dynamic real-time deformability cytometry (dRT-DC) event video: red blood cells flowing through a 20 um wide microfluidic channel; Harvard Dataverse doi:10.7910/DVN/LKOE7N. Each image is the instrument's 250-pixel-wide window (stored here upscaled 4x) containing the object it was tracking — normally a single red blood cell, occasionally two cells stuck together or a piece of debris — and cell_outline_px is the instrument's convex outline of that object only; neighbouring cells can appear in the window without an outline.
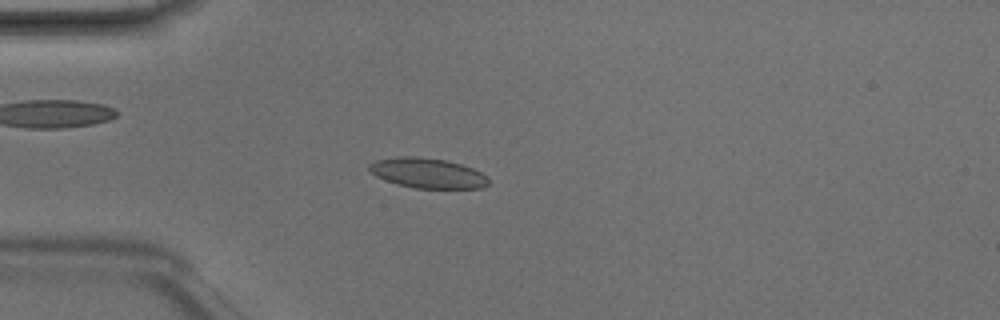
{"species": "Egyptian fruit bat (a non-hibernating species)", "species_latin": "Rousettus aegyptiacus", "temperature_condition": "room temperature", "stored_images_in_passage": 4, "camera_frame_rate_fps": 3000, "um_per_image_px": 0.085, "animal": {"sex": "male"}, "frame": {"image": 1, "passage_image": 4, "time_ms": 1.0, "image_size_px": [1000, 320], "cell_outline_px": [[488, 184], [480, 188], [416, 188], [396, 184], [384, 180], [376, 176], [368, 168], [368, 164], [376, 160], [400, 156], [416, 156], [448, 160], [472, 168], [488, 176]], "centroid_in_image_um": [36.33, 14.7], "position_along_channel_um": 48.7, "area_um2": 20.92}}